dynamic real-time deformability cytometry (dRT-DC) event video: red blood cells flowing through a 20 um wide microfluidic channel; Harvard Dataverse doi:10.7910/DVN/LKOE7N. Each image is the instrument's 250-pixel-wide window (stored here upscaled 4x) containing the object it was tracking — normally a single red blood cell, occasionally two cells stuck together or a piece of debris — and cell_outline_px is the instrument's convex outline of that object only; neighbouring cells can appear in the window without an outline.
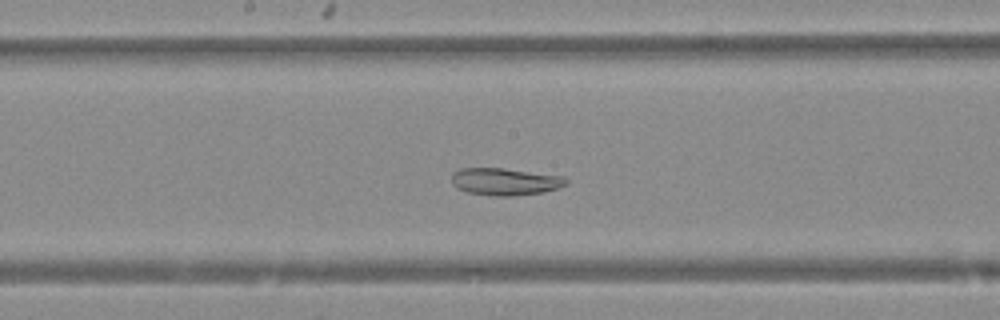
{"species": "Egyptian fruit bat (a non-hibernating species)", "species_latin": "Rousettus aegyptiacus", "temperature_condition": "warm", "stored_images_in_passage": 45, "camera_frame_rate_fps": 3000, "um_per_image_px": 0.085, "animal": {"sex": "female"}, "frame": {"image": 1, "passage_image": 22, "time_ms": 7.0, "image_size_px": [1000, 320], "cell_outline_px": [[568, 184], [544, 192], [516, 196], [492, 196], [468, 192], [456, 188], [452, 184], [452, 172], [460, 168], [504, 168], [564, 176], [568, 180]], "centroid_in_image_um": [42.92, 15.44], "position_along_channel_um": 205.3, "area_um2": 18.38}}
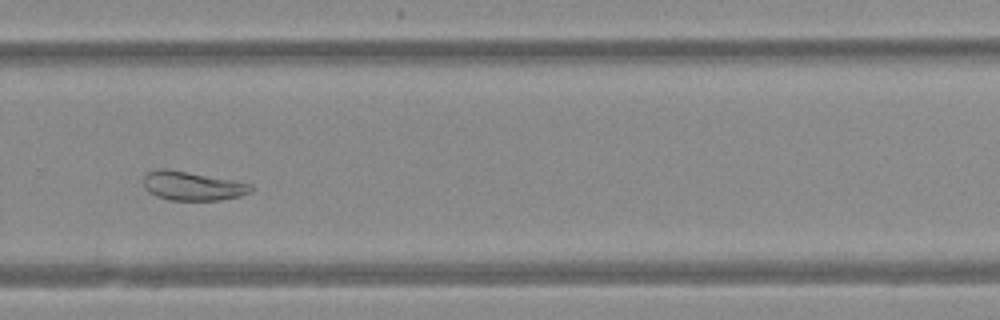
{"frame": {"image": 2, "passage_image": 30, "time_ms": 9.667, "image_size_px": [1000, 320], "cell_outline_px": [[252, 192], [240, 196], [220, 200], [168, 200], [156, 196], [148, 192], [144, 188], [144, 176], [148, 172], [160, 168], [164, 168], [252, 184]], "centroid_in_image_um": [16.33, 15.82], "position_along_channel_um": 313.5, "area_um2": 17.92}}
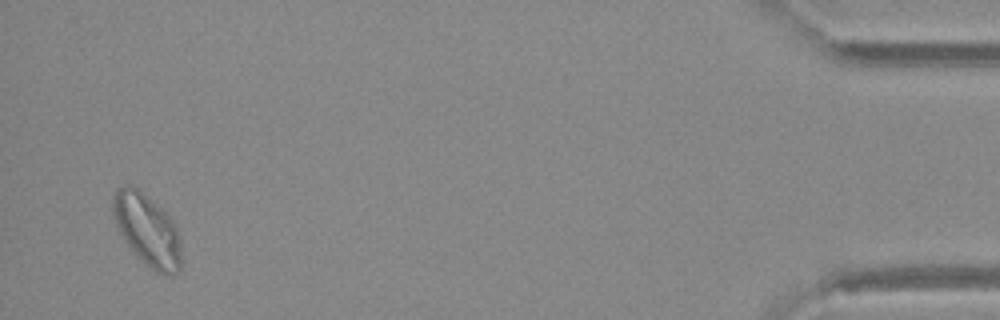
{"frame": {"image": 3, "passage_image": 44, "time_ms": 14.333, "image_size_px": [1000, 320], "cell_outline_px": [[180, 272], [172, 276], [156, 272], [136, 256], [120, 232], [116, 224], [112, 212], [112, 196], [116, 188], [128, 184], [132, 184], [152, 200], [176, 224], [180, 236]], "centroid_in_image_um": [12.51, 19.54], "position_along_channel_um": 422.7, "area_um2": 28.61}}